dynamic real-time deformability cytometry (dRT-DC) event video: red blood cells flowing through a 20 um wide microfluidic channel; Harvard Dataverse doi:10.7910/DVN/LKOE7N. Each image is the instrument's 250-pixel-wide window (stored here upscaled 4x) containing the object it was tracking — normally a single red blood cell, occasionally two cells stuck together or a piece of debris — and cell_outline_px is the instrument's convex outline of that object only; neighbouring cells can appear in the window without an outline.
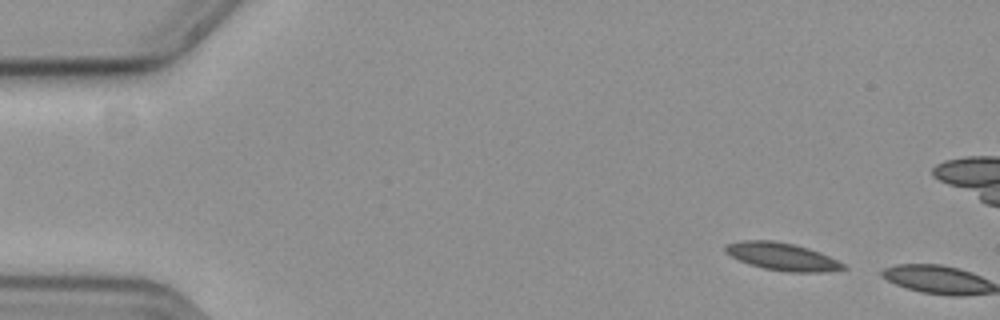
{"species": "common noctule bat (a hibernating species)", "species_latin": "Nyctalus noctula", "temperature_condition": "cold", "stored_images_in_passage": 5, "camera_frame_rate_fps": 3000, "um_per_image_px": 0.085, "animal": {"sex": "female", "body_mass_g": 19.3, "forearm_length_mm": 54.1}, "frame": {"image": 1, "passage_image": 4, "time_ms": 1.0, "image_size_px": [1000, 320], "cell_outline_px": [[848, 268], [824, 272], [788, 272], [764, 268], [740, 260], [724, 252], [724, 244], [740, 240], [776, 240], [796, 244], [820, 252], [844, 264]], "centroid_in_image_um": [66.47, 21.79], "position_along_channel_um": 18.5, "area_um2": 18.96}}